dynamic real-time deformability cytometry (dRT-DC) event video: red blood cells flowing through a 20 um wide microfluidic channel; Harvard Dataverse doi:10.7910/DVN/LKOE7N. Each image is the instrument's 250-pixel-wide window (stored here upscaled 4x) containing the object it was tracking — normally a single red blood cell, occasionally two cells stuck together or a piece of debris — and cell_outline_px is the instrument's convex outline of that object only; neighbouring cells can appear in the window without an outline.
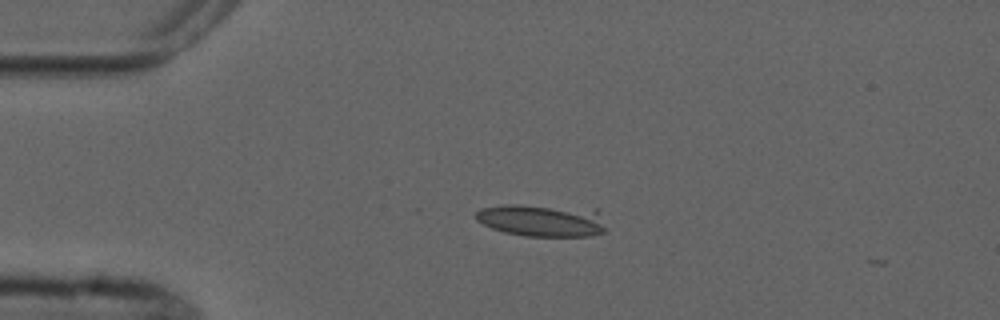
{"species": "common noctule bat (a hibernating species)", "species_latin": "Nyctalus noctula", "temperature_condition": "cold", "stored_images_in_passage": 2, "camera_frame_rate_fps": 3000, "um_per_image_px": 0.085, "animal": {"sex": "male", "forearm_length_mm": 52.5}, "frame": {"image": 1, "passage_image": 1, "time_ms": 0.0, "image_size_px": [1000, 320], "cell_outline_px": [[608, 232], [592, 236], [524, 236], [504, 232], [492, 228], [476, 220], [476, 212], [480, 208], [504, 204], [520, 204], [596, 208]], "centroid_in_image_um": [46.11, 18.72], "position_along_channel_um": 38.9, "area_um2": 25.09}}